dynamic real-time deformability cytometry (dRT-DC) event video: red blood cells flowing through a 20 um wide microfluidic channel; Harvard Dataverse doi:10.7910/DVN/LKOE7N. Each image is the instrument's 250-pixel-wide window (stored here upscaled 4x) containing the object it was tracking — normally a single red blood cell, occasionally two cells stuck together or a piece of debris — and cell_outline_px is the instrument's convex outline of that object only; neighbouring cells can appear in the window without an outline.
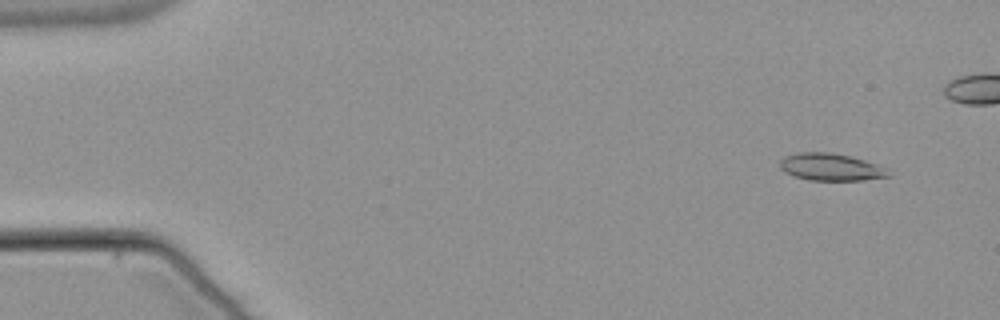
{"species": "common noctule bat (a hibernating species)", "species_latin": "Nyctalus noctula", "temperature_condition": "warm", "stored_images_in_passage": 56, "camera_frame_rate_fps": 3000, "um_per_image_px": 0.085, "animal": {"sex": "male", "body_mass_g": 21.5, "forearm_length_mm": 52.0}, "frame": {"image": 1, "passage_image": 5, "time_ms": 1.333, "image_size_px": [1000, 320], "cell_outline_px": [[892, 176], [864, 180], [808, 180], [784, 172], [780, 168], [780, 160], [784, 156], [796, 152], [832, 152], [852, 156], [888, 168]], "centroid_in_image_um": [70.64, 14.19], "position_along_channel_um": 14.4, "area_um2": 17.46}}
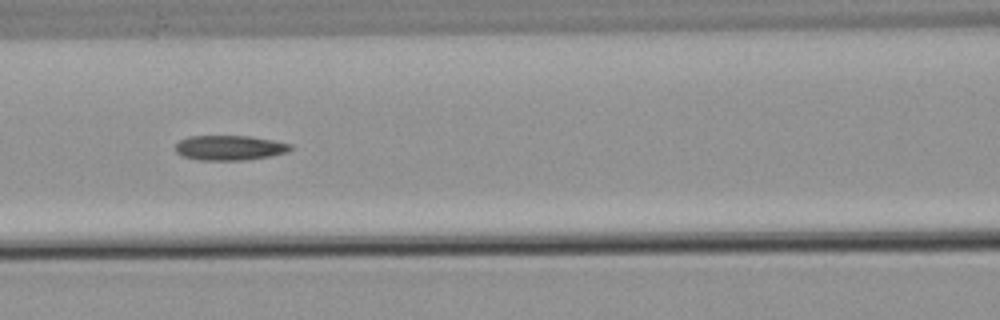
{"frame": {"image": 2, "passage_image": 25, "time_ms": 8.0, "image_size_px": [1000, 320], "cell_outline_px": [[292, 148], [288, 152], [268, 156], [244, 160], [196, 160], [180, 156], [176, 152], [176, 144], [180, 140], [188, 136], [252, 136], [292, 144]], "centroid_in_image_um": [19.49, 12.56], "position_along_channel_um": 147.1, "area_um2": 16.76}}
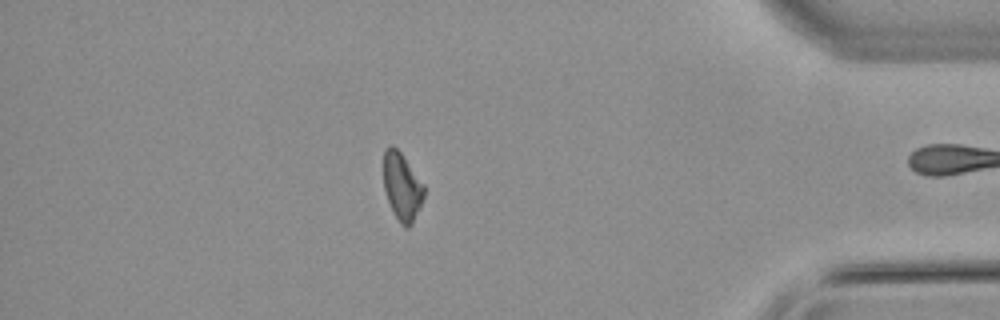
{"frame": {"image": 3, "passage_image": 48, "time_ms": 15.667, "image_size_px": [1000, 320], "cell_outline_px": [[424, 196], [412, 224], [408, 228], [404, 228], [400, 224], [392, 212], [384, 188], [384, 148], [388, 144], [392, 144], [400, 152], [424, 184]], "centroid_in_image_um": [34.16, 15.87], "position_along_channel_um": 401.0, "area_um2": 15.95}}